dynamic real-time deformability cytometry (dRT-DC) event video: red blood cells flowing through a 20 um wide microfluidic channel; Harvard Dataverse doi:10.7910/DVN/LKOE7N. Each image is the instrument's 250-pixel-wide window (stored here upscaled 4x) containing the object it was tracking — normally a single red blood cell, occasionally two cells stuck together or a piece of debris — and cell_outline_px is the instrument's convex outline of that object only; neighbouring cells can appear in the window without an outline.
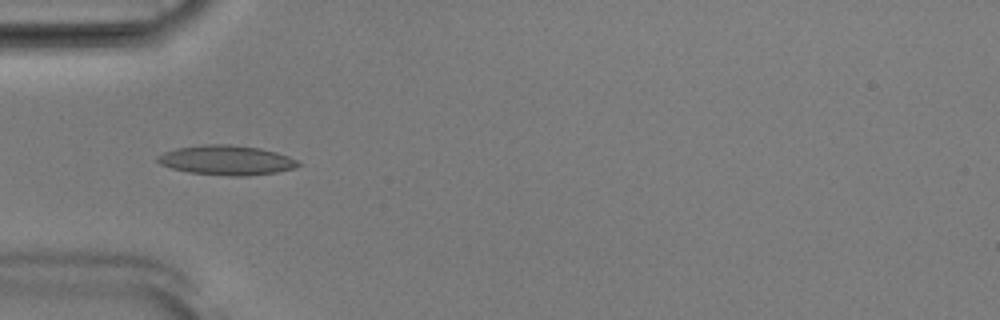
{"species": "Egyptian fruit bat (a non-hibernating species)", "species_latin": "Rousettus aegyptiacus", "temperature_condition": "room temperature", "stored_images_in_passage": 52, "camera_frame_rate_fps": 3000, "um_per_image_px": 0.085, "animal": {"sex": "male"}, "frame": {"image": 1, "passage_image": 17, "time_ms": 5.333, "image_size_px": [1000, 320], "cell_outline_px": [[300, 164], [292, 168], [276, 172], [248, 176], [232, 176], [188, 172], [172, 168], [160, 164], [156, 160], [156, 156], [164, 152], [176, 148], [204, 144], [228, 144], [260, 148], [276, 152], [288, 156], [296, 160]], "centroid_in_image_um": [19.21, 13.61], "position_along_channel_um": 65.8, "area_um2": 24.16}}
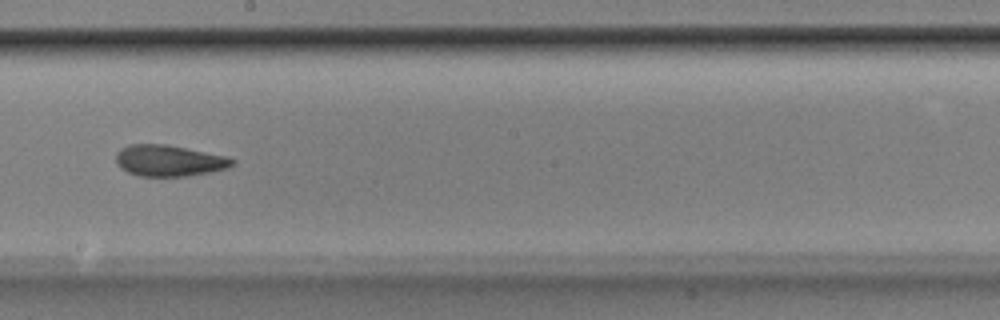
{"frame": {"image": 2, "passage_image": 30, "time_ms": 9.667, "image_size_px": [1000, 320], "cell_outline_px": [[236, 160], [228, 168], [212, 172], [188, 176], [140, 176], [128, 172], [120, 168], [116, 164], [116, 152], [120, 148], [128, 144], [168, 144], [228, 156]], "centroid_in_image_um": [14.37, 13.65], "position_along_channel_um": 233.8, "area_um2": 21.5}}
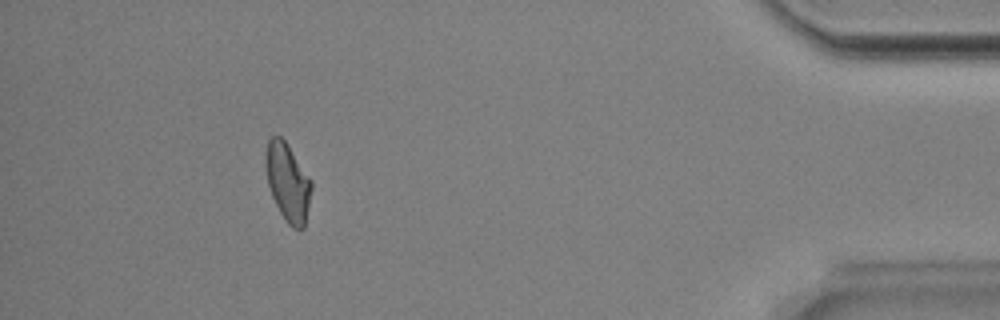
{"frame": {"image": 3, "passage_image": 48, "time_ms": 15.667, "image_size_px": [1000, 320], "cell_outline_px": [[312, 188], [304, 228], [292, 228], [284, 220], [272, 196], [268, 184], [264, 164], [264, 156], [268, 140], [272, 136], [280, 136], [288, 144], [312, 180]], "centroid_in_image_um": [24.45, 15.47], "position_along_channel_um": 410.8, "area_um2": 20.98}, "authors_computed_cell_mechanics": {"area_um2": 21.4149, "velocity_mm_per_s": 3.8952, "shape_relaxation_time_tau1_ms": 8.6289, "shape_relaxation_time_tau2_ms": 2.3752, "deformation_change_tau1": 0.1737, "deformation_change_tau2": 0.0878}}